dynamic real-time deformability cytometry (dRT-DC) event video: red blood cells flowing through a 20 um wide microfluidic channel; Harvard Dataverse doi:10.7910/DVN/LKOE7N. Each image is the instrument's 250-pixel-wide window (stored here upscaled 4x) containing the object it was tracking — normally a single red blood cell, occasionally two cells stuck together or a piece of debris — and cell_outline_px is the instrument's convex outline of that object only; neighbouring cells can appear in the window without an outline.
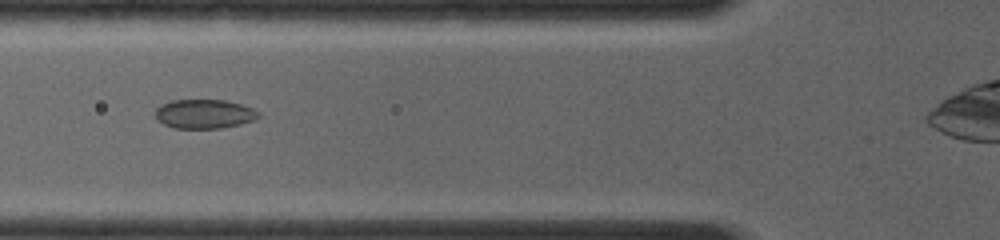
{"species": "common noctule bat (a hibernating species)", "species_latin": "Nyctalus noctula", "temperature_condition": "room temperature", "stored_images_in_passage": 5, "camera_frame_rate_fps": 4000, "um_per_image_px": 0.085, "animal": {"sex": "female", "body_mass_g": 19.0, "forearm_length_mm": 56.7}, "frame": {"image": 1, "passage_image": 2, "time_ms": 0.75, "image_size_px": [1000, 240], "cell_outline_px": [[260, 116], [252, 120], [240, 124], [220, 128], [176, 128], [164, 124], [156, 120], [156, 108], [172, 100], [224, 100], [240, 104], [252, 108], [260, 112]], "centroid_in_image_um": [17.37, 9.68], "position_along_channel_um": 108.4, "area_um2": 17.34}}
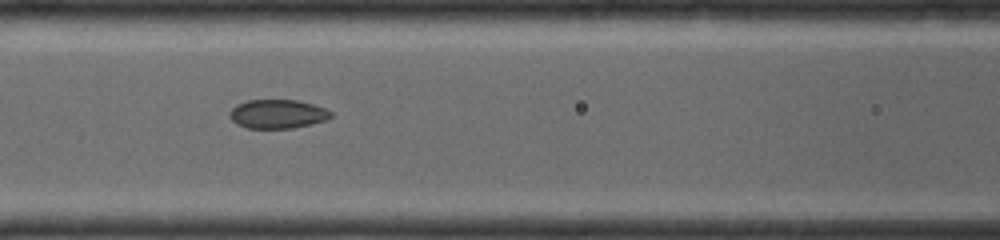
{"frame": {"image": 2, "passage_image": 3, "time_ms": 1.5, "image_size_px": [1000, 240], "cell_outline_px": [[332, 116], [328, 120], [312, 124], [292, 128], [248, 128], [236, 124], [228, 116], [228, 112], [236, 104], [248, 100], [296, 100], [312, 104], [324, 108], [332, 112]], "centroid_in_image_um": [23.57, 9.69], "position_along_channel_um": 143.0, "area_um2": 17.17}}